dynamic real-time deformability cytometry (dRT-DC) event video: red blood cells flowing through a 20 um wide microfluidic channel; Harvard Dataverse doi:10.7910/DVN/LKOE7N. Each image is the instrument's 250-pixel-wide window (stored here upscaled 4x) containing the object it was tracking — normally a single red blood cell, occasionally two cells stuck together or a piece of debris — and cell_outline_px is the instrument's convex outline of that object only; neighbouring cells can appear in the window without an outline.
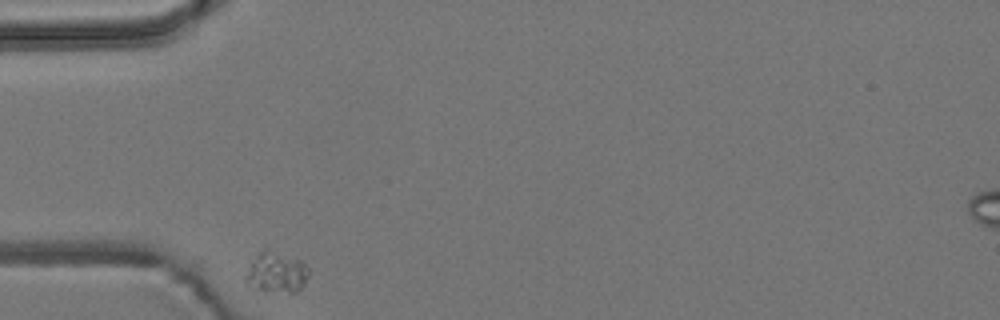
{"species": "common noctule bat (a hibernating species)", "species_latin": "Nyctalus noctula", "temperature_condition": "room temperature", "stored_images_in_passage": 36, "camera_frame_rate_fps": 3000, "um_per_image_px": 0.085, "animal": {"sex": "male", "body_mass_g": 19.2, "forearm_length_mm": 51.8}, "frame": {"image": 1, "passage_image": 1, "time_ms": 0.0, "image_size_px": [1000, 320], "cell_outline_px": [[308, 276], [304, 284], [296, 292], [264, 292], [248, 288], [244, 284], [244, 276], [252, 260], [260, 252], [268, 252], [300, 260], [308, 268]], "centroid_in_image_um": [23.42, 23.26], "position_along_channel_um": 61.6, "area_um2": 14.74}}
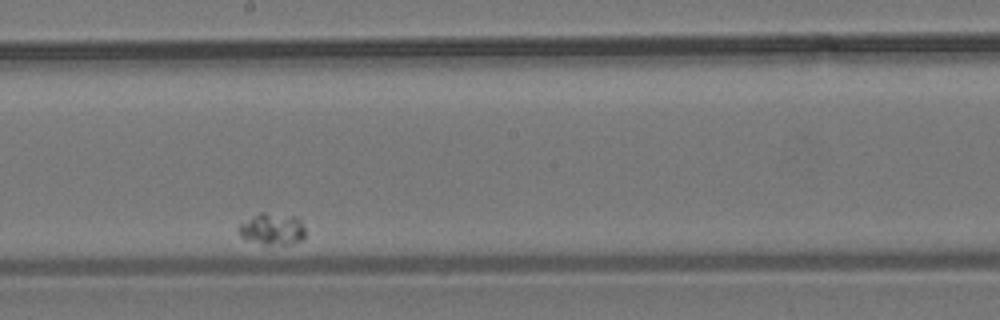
{"frame": {"image": 2, "passage_image": 21, "time_ms": 6.667, "image_size_px": [1000, 320], "cell_outline_px": [[304, 240], [292, 244], [264, 244], [244, 240], [240, 236], [236, 228], [240, 224], [260, 212], [264, 212], [296, 216], [300, 220], [304, 228]], "centroid_in_image_um": [23.13, 19.48], "position_along_channel_um": 225.1, "area_um2": 12.48}}
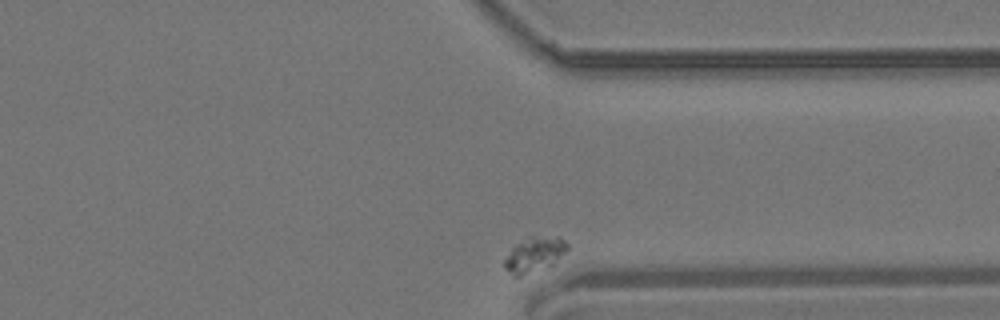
{"frame": {"image": 3, "passage_image": 36, "time_ms": 11.667, "image_size_px": [1000, 320], "cell_outline_px": [[568, 248], [548, 268], [520, 276], [512, 276], [504, 268], [504, 260], [512, 248], [516, 244], [532, 236], [560, 236], [568, 244]], "centroid_in_image_um": [45.42, 21.65], "position_along_channel_um": 366.0, "area_um2": 12.83}}